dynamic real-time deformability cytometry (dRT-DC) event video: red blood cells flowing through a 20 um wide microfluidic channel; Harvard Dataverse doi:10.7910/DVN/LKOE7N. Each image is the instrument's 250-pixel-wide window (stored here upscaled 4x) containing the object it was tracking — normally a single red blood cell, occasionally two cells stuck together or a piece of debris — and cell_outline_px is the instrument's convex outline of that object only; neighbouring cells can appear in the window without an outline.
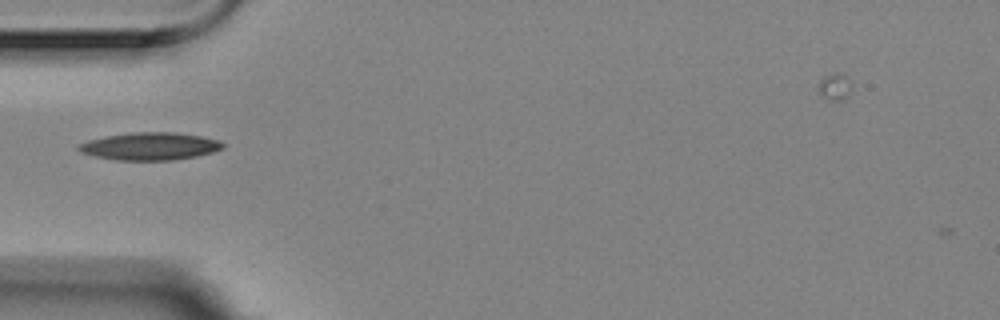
{"species": "Egyptian fruit bat (a non-hibernating species)", "species_latin": "Rousettus aegyptiacus", "temperature_condition": "room temperature", "stored_images_in_passage": 41, "camera_frame_rate_fps": 3000, "um_per_image_px": 0.085, "animal": {"sex": "female"}, "frame": {"image": 1, "passage_image": 1, "time_ms": 0.0, "image_size_px": [1000, 320], "cell_outline_px": [[224, 148], [212, 152], [196, 156], [172, 160], [116, 160], [96, 156], [80, 152], [76, 148], [80, 144], [88, 140], [104, 136], [132, 132], [176, 132], [200, 136], [216, 140], [224, 144]], "centroid_in_image_um": [12.72, 12.43], "position_along_channel_um": 72.3, "area_um2": 23.06}}
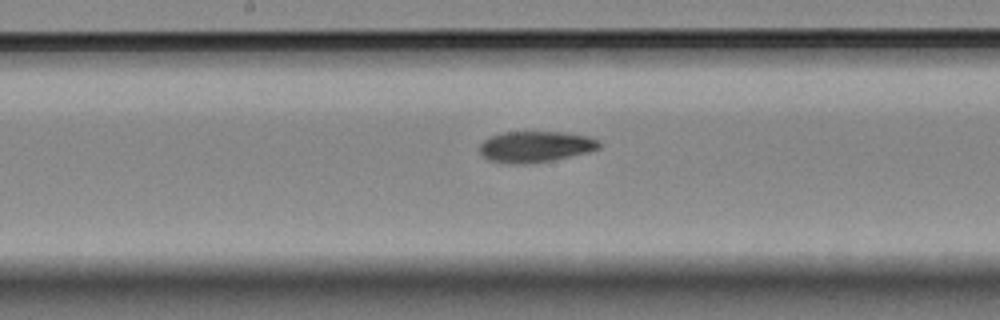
{"frame": {"image": 2, "passage_image": 12, "time_ms": 3.667, "image_size_px": [1000, 320], "cell_outline_px": [[600, 148], [588, 152], [552, 160], [528, 164], [512, 164], [488, 160], [480, 156], [480, 144], [488, 136], [500, 132], [564, 132], [588, 136], [600, 140]], "centroid_in_image_um": [45.48, 12.46], "position_along_channel_um": 202.7, "area_um2": 21.91}}
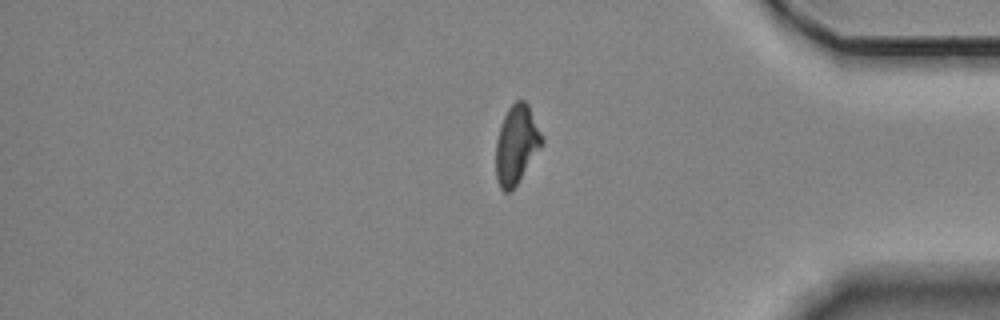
{"frame": {"image": 3, "passage_image": 30, "time_ms": 9.667, "image_size_px": [1000, 320], "cell_outline_px": [[544, 144], [512, 192], [504, 192], [500, 188], [496, 176], [496, 140], [504, 116], [508, 108], [516, 100], [524, 100], [528, 104], [544, 136]], "centroid_in_image_um": [43.93, 12.31], "position_along_channel_um": 391.3, "area_um2": 21.44}}